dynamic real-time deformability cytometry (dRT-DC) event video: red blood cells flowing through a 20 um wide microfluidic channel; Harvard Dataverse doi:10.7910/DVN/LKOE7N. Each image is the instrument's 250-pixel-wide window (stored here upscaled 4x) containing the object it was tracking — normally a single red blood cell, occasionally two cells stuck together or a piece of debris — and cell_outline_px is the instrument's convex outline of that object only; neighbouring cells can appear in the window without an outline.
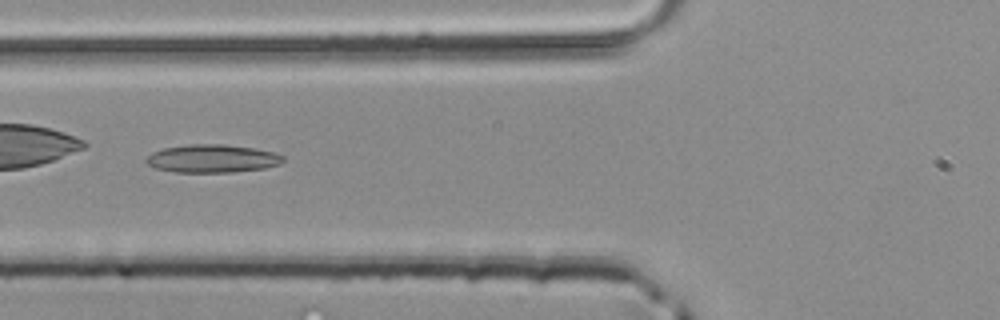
{"species": "common noctule bat (a hibernating species)", "species_latin": "Nyctalus noctula", "temperature_condition": "room temperature", "stored_images_in_passage": 5, "camera_frame_rate_fps": 3000, "um_per_image_px": 0.085, "animal": {"sex": "male", "body_mass_g": 20.4}, "frame": {"image": 1, "passage_image": 5, "time_ms": 1.333, "image_size_px": [1000, 320], "cell_outline_px": [[284, 160], [280, 164], [264, 168], [236, 172], [176, 172], [156, 168], [148, 164], [144, 160], [152, 152], [164, 148], [188, 144], [224, 144], [252, 148], [272, 152], [284, 156]], "centroid_in_image_um": [18.03, 13.48], "position_along_channel_um": 107.8, "area_um2": 22.31}}